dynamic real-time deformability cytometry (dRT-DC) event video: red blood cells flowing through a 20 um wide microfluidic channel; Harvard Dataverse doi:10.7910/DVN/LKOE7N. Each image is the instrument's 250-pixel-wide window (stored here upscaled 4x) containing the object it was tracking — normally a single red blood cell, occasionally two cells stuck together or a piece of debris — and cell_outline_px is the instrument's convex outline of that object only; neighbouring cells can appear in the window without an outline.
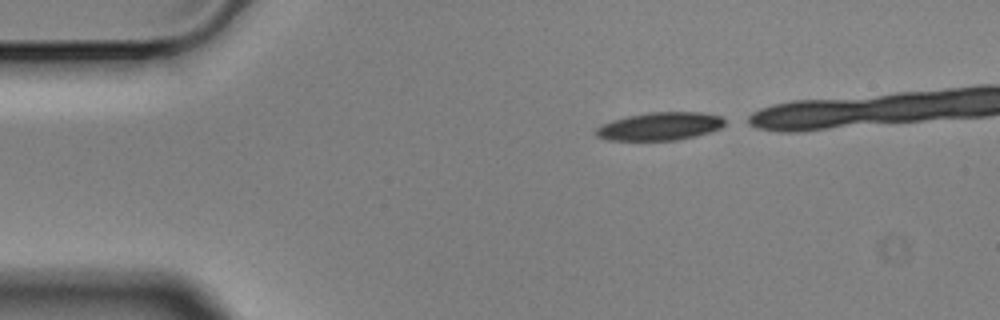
{"species": "Egyptian fruit bat (a non-hibernating species)", "species_latin": "Rousettus aegyptiacus", "temperature_condition": "cold", "stored_images_in_passage": 36, "camera_frame_rate_fps": 3000, "um_per_image_px": 0.085, "animal": {"sex": "male"}, "frame": {"image": 1, "passage_image": 1, "time_ms": 0.0, "image_size_px": [1000, 320], "cell_outline_px": [[724, 124], [720, 128], [708, 132], [676, 140], [608, 140], [596, 136], [592, 132], [600, 124], [612, 120], [628, 116], [648, 112], [704, 112], [720, 116], [724, 120]], "centroid_in_image_um": [56.02, 10.73], "position_along_channel_um": 29.0, "area_um2": 20.98}}
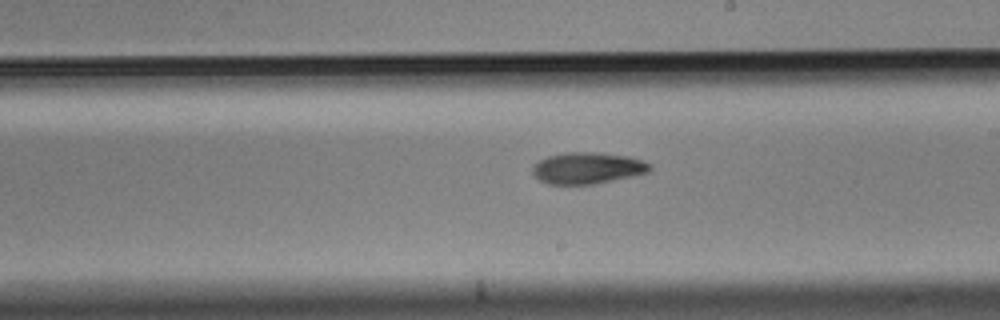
{"frame": {"image": 2, "passage_image": 23, "time_ms": 7.333, "image_size_px": [1000, 320], "cell_outline_px": [[652, 168], [648, 172], [632, 176], [596, 184], [548, 184], [540, 180], [532, 172], [532, 164], [548, 156], [564, 152], [596, 152], [628, 156], [644, 160], [652, 164]], "centroid_in_image_um": [49.95, 14.28], "position_along_channel_um": 239.0, "area_um2": 21.68}}
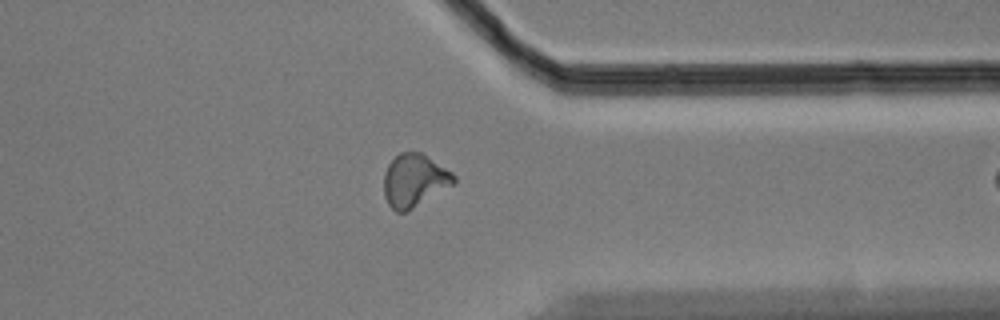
{"frame": {"image": 3, "passage_image": 35, "time_ms": 11.333, "image_size_px": [1000, 320], "cell_outline_px": [[456, 184], [412, 208], [404, 212], [396, 212], [388, 204], [384, 196], [384, 172], [388, 164], [400, 152], [420, 152], [452, 172], [456, 176]], "centroid_in_image_um": [35.23, 15.34], "position_along_channel_um": 376.2, "area_um2": 21.5}}